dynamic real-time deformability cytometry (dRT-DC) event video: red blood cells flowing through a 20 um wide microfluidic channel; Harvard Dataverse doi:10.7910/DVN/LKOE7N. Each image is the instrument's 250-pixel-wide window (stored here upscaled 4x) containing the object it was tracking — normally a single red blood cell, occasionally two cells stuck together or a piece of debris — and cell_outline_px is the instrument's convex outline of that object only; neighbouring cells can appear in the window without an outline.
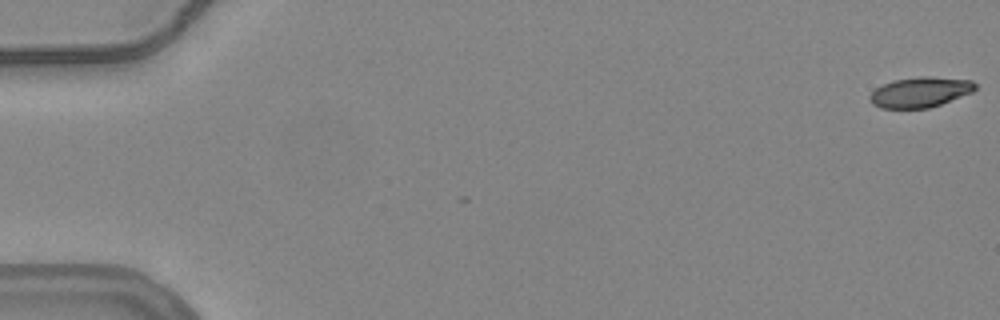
{"species": "common noctule bat (a hibernating species)", "species_latin": "Nyctalus noctula", "temperature_condition": "warm", "stored_images_in_passage": 56, "camera_frame_rate_fps": 3000, "um_per_image_px": 0.085, "animal": {"sex": "female", "body_mass_g": 24.6, "forearm_length_mm": 56.2}, "frame": {"image": 1, "passage_image": 1, "time_ms": 0.0, "image_size_px": [1000, 320], "cell_outline_px": [[976, 88], [972, 92], [940, 104], [928, 108], [880, 108], [872, 104], [868, 100], [868, 96], [876, 88], [892, 80], [920, 76], [932, 76], [972, 80], [976, 84]], "centroid_in_image_um": [78.19, 7.82], "position_along_channel_um": 6.8, "area_um2": 18.67}}
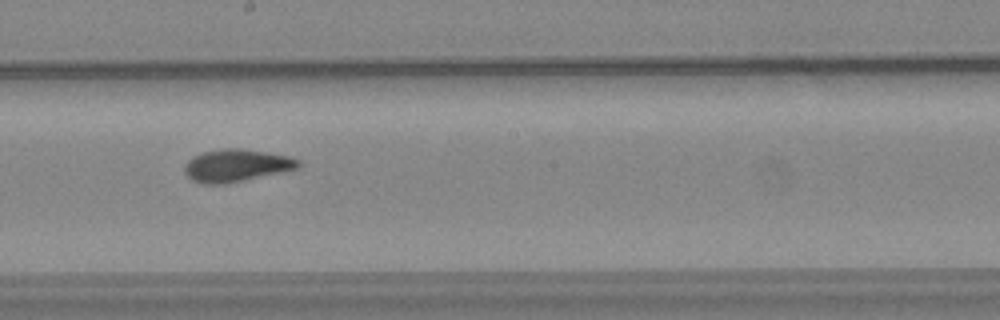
{"frame": {"image": 2, "passage_image": 32, "time_ms": 10.333, "image_size_px": [1000, 320], "cell_outline_px": [[300, 168], [244, 180], [224, 184], [204, 184], [192, 180], [184, 172], [184, 164], [188, 160], [204, 152], [224, 148], [240, 148], [288, 156], [300, 160]], "centroid_in_image_um": [20.09, 14.07], "position_along_channel_um": 228.1, "area_um2": 21.33}}
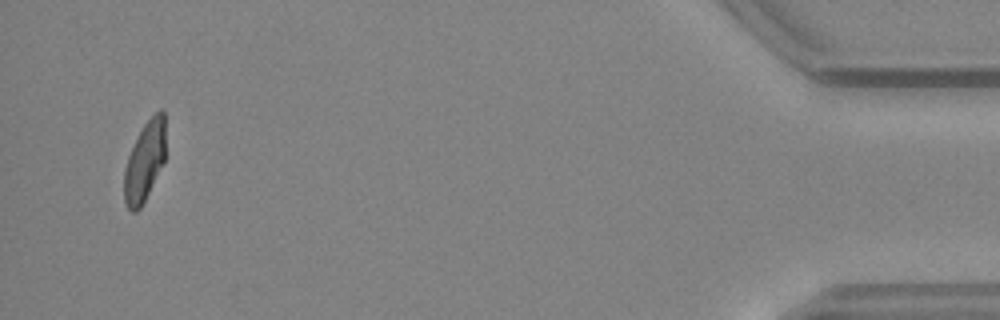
{"frame": {"image": 3, "passage_image": 54, "time_ms": 17.667, "image_size_px": [1000, 320], "cell_outline_px": [[164, 160], [140, 208], [136, 212], [132, 212], [128, 208], [124, 200], [124, 168], [128, 156], [144, 124], [160, 108], [164, 112]], "centroid_in_image_um": [12.27, 13.73], "position_along_channel_um": 422.9, "area_um2": 18.61}, "authors_computed_cell_mechanics": {"area_um2": 20.3456, "velocity_mm_per_s": 3.765, "shape_relaxation_time_tau1_ms": 8.1433, "shape_relaxation_time_tau2_ms": 1.6197, "deformation_change_tau1": 0.2222, "deformation_change_tau2": 0.0739}}